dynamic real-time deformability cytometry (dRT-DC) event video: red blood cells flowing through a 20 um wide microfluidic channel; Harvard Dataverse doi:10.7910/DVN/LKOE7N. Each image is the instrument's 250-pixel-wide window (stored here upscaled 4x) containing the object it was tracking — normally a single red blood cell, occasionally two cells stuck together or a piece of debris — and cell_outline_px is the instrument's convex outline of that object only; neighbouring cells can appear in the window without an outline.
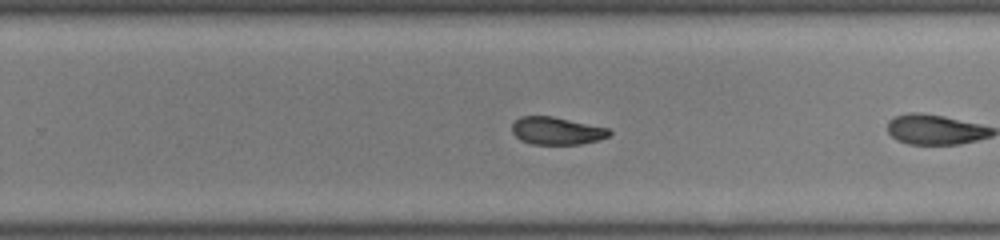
{"species": "common noctule bat (a hibernating species)", "species_latin": "Nyctalus noctula", "temperature_condition": "room temperature", "stored_images_in_passage": 24, "camera_frame_rate_fps": 3000, "um_per_image_px": 0.085, "animal": {"sex": "male", "body_mass_g": 19.0, "forearm_length_mm": 50.8}, "frame": {"image": 1, "passage_image": 17, "time_ms": 5.333, "image_size_px": [1000, 240], "cell_outline_px": [[612, 132], [608, 136], [600, 140], [580, 144], [532, 144], [520, 140], [512, 132], [512, 124], [520, 116], [552, 116], [608, 128]], "centroid_in_image_um": [47.31, 11.12], "position_along_channel_um": 282.5, "area_um2": 15.61}}